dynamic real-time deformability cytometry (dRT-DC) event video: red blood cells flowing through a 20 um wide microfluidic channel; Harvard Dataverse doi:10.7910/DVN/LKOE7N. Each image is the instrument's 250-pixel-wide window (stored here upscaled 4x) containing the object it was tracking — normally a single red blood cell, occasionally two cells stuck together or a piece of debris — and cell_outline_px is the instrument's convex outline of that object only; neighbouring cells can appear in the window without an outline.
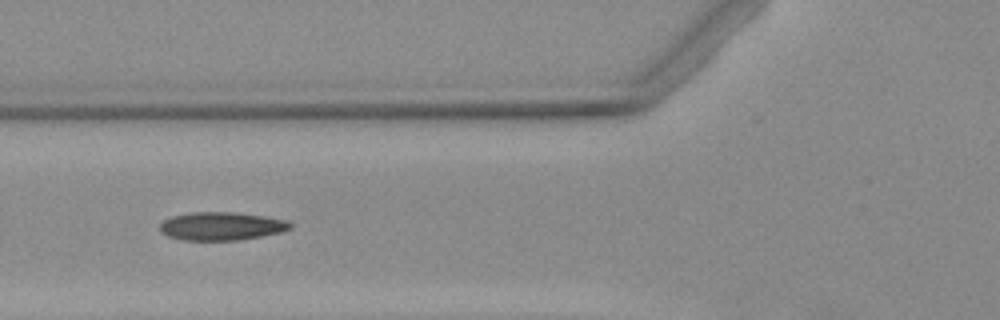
{"species": "Egyptian fruit bat (a non-hibernating species)", "species_latin": "Rousettus aegyptiacus", "temperature_condition": "warm", "stored_images_in_passage": 6, "camera_frame_rate_fps": 3000, "um_per_image_px": 0.085, "animal": {"sex": "female"}, "frame": {"image": 1, "passage_image": 5, "time_ms": 4.667, "image_size_px": [1000, 320], "cell_outline_px": [[292, 228], [280, 232], [260, 236], [236, 240], [184, 240], [168, 236], [160, 232], [160, 224], [164, 220], [172, 216], [192, 212], [236, 212], [264, 216], [284, 220], [292, 224]], "centroid_in_image_um": [18.79, 19.22], "position_along_channel_um": 107.0, "area_um2": 21.27}}
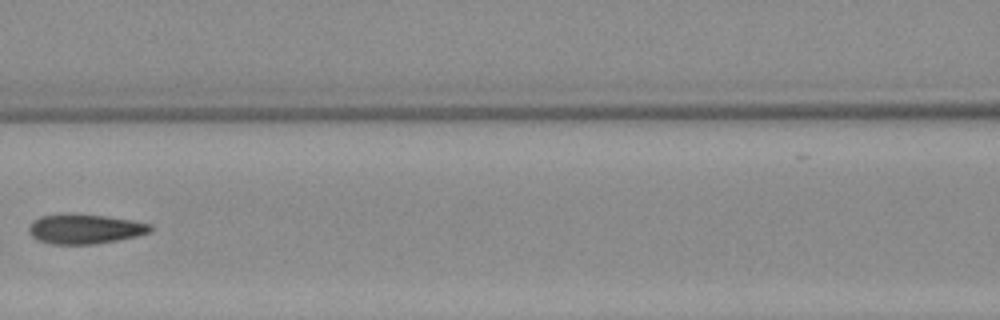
{"frame": {"image": 2, "passage_image": 6, "time_ms": 6.0, "image_size_px": [1000, 320], "cell_outline_px": [[152, 228], [148, 232], [136, 236], [116, 240], [92, 244], [52, 244], [36, 240], [28, 232], [28, 228], [32, 220], [40, 216], [64, 212], [76, 212], [108, 216], [132, 220], [152, 224]], "centroid_in_image_um": [7.15, 19.42], "position_along_channel_um": 159.5, "area_um2": 21.5}}